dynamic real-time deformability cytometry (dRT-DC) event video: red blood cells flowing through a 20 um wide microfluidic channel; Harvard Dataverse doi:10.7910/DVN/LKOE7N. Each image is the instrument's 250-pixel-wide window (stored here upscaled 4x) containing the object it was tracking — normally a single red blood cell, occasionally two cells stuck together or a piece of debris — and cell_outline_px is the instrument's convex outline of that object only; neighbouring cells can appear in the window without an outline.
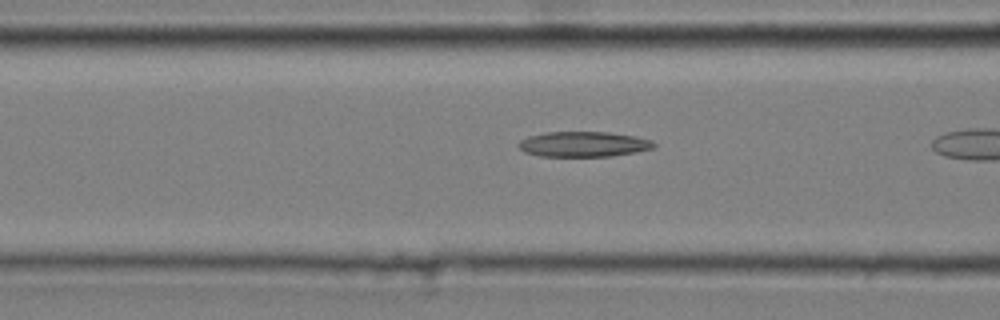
{"species": "common noctule bat (a hibernating species)", "species_latin": "Nyctalus noctula", "temperature_condition": "cold", "stored_images_in_passage": 14, "camera_frame_rate_fps": 3000, "um_per_image_px": 0.085, "animal": {"sex": "male", "body_mass_g": 20.4}, "frame": {"image": 1, "passage_image": 3, "time_ms": 0.667, "image_size_px": [1000, 320], "cell_outline_px": [[656, 144], [652, 148], [636, 152], [612, 156], [540, 156], [524, 152], [516, 144], [520, 140], [528, 136], [544, 132], [608, 132], [636, 136], [652, 140]], "centroid_in_image_um": [49.58, 12.25], "position_along_channel_um": 117.0, "area_um2": 20.0}}
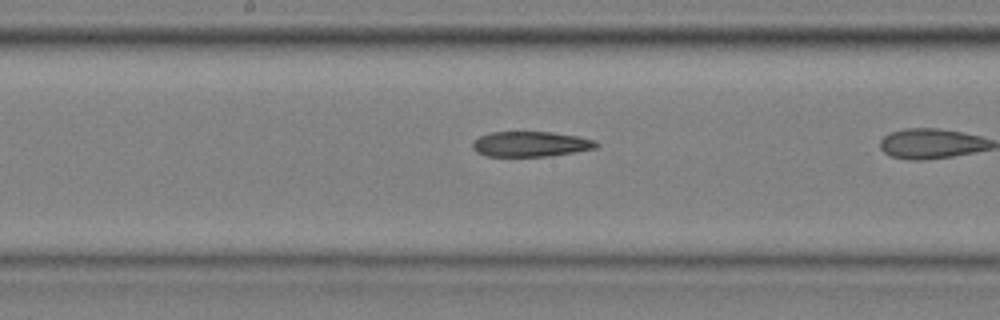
{"frame": {"image": 2, "passage_image": 10, "time_ms": 3.0, "image_size_px": [1000, 320], "cell_outline_px": [[600, 144], [596, 148], [548, 156], [488, 156], [476, 152], [472, 148], [472, 144], [480, 136], [492, 132], [552, 132], [580, 136], [596, 140]], "centroid_in_image_um": [45.14, 12.24], "position_along_channel_um": 203.1, "area_um2": 18.15}}